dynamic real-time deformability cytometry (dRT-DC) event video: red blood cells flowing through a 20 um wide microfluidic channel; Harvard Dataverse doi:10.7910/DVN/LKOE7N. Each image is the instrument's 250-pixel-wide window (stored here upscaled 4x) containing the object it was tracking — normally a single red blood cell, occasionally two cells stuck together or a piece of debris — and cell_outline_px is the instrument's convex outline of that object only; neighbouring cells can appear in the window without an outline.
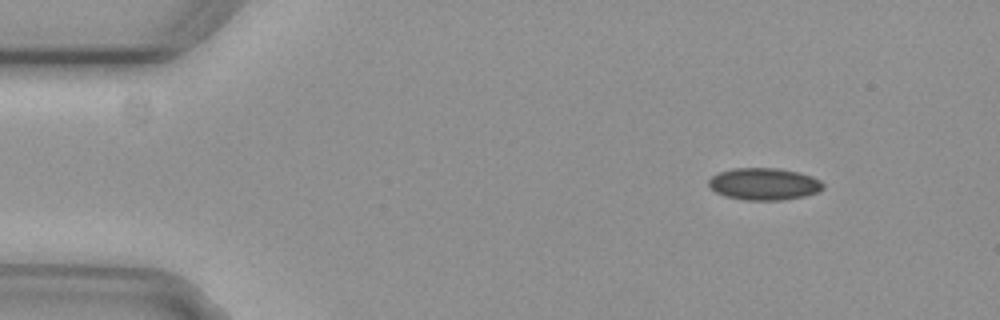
{"species": "common noctule bat (a hibernating species)", "species_latin": "Nyctalus noctula", "temperature_condition": "cold", "stored_images_in_passage": 5, "camera_frame_rate_fps": 3000, "um_per_image_px": 0.085, "animal": {"sex": "female", "body_mass_g": 29.2, "forearm_length_mm": 56.3}, "frame": {"image": 1, "passage_image": 2, "time_ms": 0.333, "image_size_px": [1000, 320], "cell_outline_px": [[824, 188], [816, 192], [804, 196], [780, 200], [744, 200], [724, 196], [716, 192], [708, 184], [708, 180], [712, 176], [720, 172], [732, 168], [776, 168], [796, 172], [812, 176], [820, 180], [824, 184]], "centroid_in_image_um": [64.93, 15.64], "position_along_channel_um": 20.1, "area_um2": 21.27}}
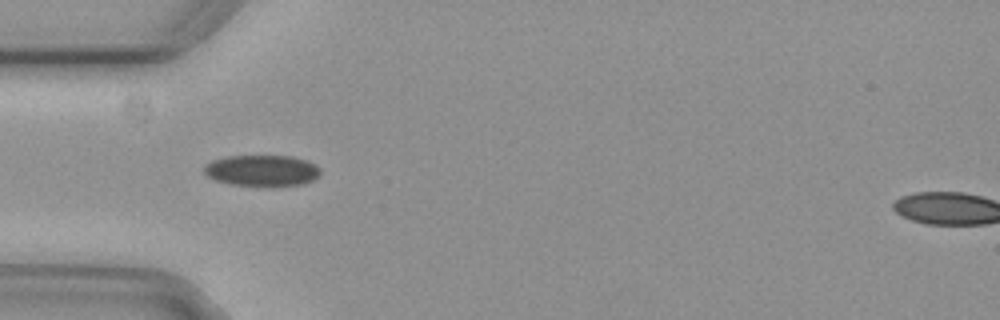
{"frame": {"image": 2, "passage_image": 4, "time_ms": 1.0, "image_size_px": [1000, 320], "cell_outline_px": [[320, 172], [312, 180], [300, 184], [272, 188], [264, 188], [232, 184], [216, 180], [208, 176], [204, 172], [204, 164], [212, 160], [228, 156], [292, 156], [308, 160], [320, 168]], "centroid_in_image_um": [22.26, 14.52], "position_along_channel_um": 62.7, "area_um2": 21.56}}
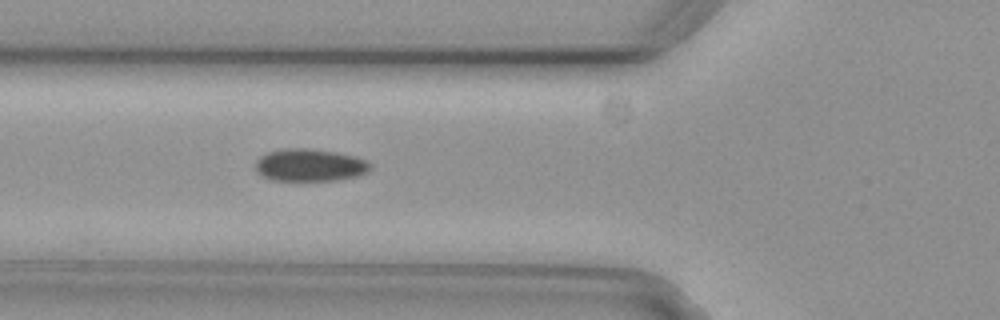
{"frame": {"image": 3, "passage_image": 5, "time_ms": 1.333, "image_size_px": [1000, 320], "cell_outline_px": [[372, 168], [368, 172], [360, 176], [336, 180], [272, 180], [256, 172], [256, 160], [260, 156], [268, 152], [284, 148], [308, 148], [336, 152], [356, 156], [372, 164]], "centroid_in_image_um": [26.36, 14.03], "position_along_channel_um": 99.4, "area_um2": 21.85}}